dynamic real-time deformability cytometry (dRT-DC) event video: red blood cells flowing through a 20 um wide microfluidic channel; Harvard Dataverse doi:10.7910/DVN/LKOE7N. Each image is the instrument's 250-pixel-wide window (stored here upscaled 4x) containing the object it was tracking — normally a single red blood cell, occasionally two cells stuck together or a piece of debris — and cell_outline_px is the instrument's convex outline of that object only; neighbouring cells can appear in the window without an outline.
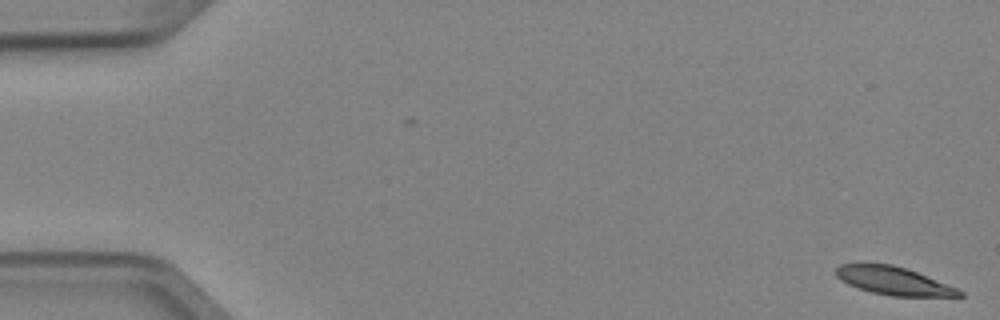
{"species": "Egyptian fruit bat (a non-hibernating species)", "species_latin": "Rousettus aegyptiacus", "temperature_condition": "cold", "stored_images_in_passage": 5, "camera_frame_rate_fps": 3000, "um_per_image_px": 0.085, "animal": {"sex": "female"}, "frame": {"image": 1, "passage_image": 1, "time_ms": 0.0, "image_size_px": [1000, 320], "cell_outline_px": [[964, 296], [892, 296], [872, 292], [848, 284], [840, 280], [836, 276], [836, 268], [840, 264], [892, 264], [916, 272], [956, 288], [964, 292]], "centroid_in_image_um": [75.93, 23.87], "position_along_channel_um": 9.1, "area_um2": 19.71}}
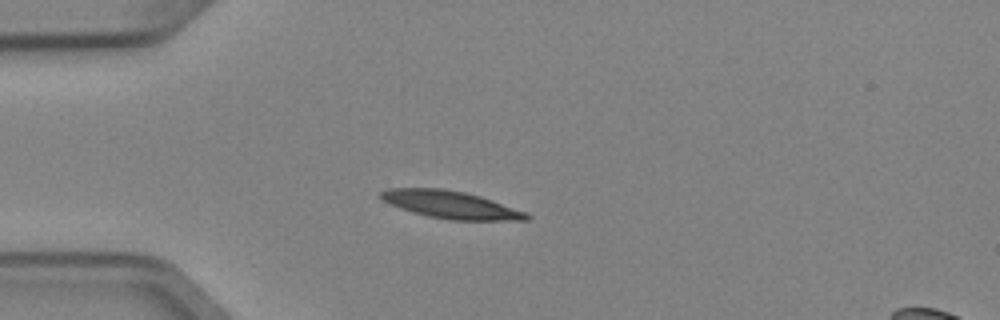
{"frame": {"image": 2, "passage_image": 4, "time_ms": 1.0, "image_size_px": [1000, 320], "cell_outline_px": [[532, 216], [528, 220], [448, 220], [428, 216], [412, 212], [388, 204], [380, 200], [376, 196], [380, 192], [388, 188], [444, 188], [464, 192], [480, 196], [528, 212]], "centroid_in_image_um": [38.28, 17.39], "position_along_channel_um": 46.7, "area_um2": 23.7}}